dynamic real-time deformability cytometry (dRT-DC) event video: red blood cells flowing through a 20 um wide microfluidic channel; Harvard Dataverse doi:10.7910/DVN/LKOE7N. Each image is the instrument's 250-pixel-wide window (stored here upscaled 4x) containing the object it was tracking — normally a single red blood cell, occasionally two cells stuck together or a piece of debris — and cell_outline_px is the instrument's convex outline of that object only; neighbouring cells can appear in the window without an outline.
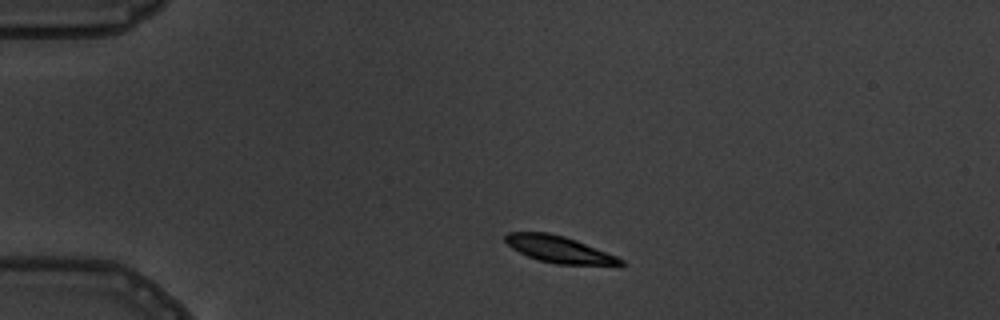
{"species": "common noctule bat (a hibernating species)", "species_latin": "Nyctalus noctula", "temperature_condition": "warm", "stored_images_in_passage": 3, "camera_frame_rate_fps": 3000, "um_per_image_px": 0.085, "animal": {"sex": "male", "body_mass_g": 19.5, "forearm_length_mm": 54.6}, "frame": {"image": 1, "passage_image": 1, "time_ms": 0.0, "image_size_px": [1000, 320], "cell_outline_px": [[624, 264], [620, 268], [556, 264], [540, 260], [528, 256], [512, 248], [504, 240], [504, 236], [508, 232], [548, 232], [564, 236], [576, 240], [616, 256], [624, 260]], "centroid_in_image_um": [47.65, 21.25], "position_along_channel_um": 37.4, "area_um2": 18.5}}
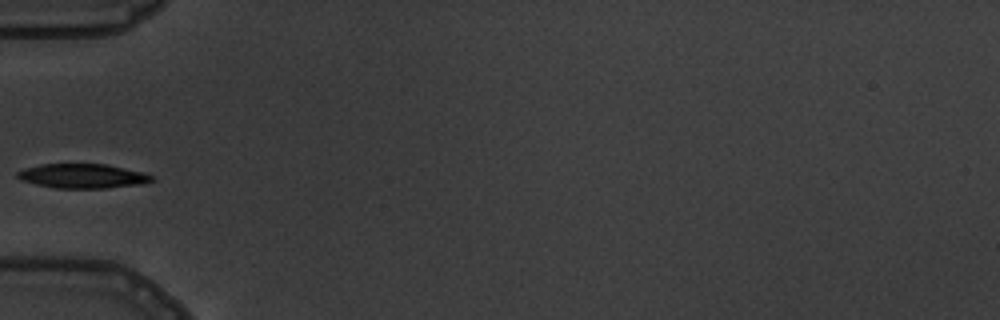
{"frame": {"image": 2, "passage_image": 3, "time_ms": 2.333, "image_size_px": [1000, 320], "cell_outline_px": [[156, 180], [144, 184], [104, 188], [56, 188], [36, 184], [20, 180], [16, 176], [16, 172], [24, 168], [40, 164], [104, 164], [140, 172], [156, 176]], "centroid_in_image_um": [7.02, 14.97], "position_along_channel_um": 78.0, "area_um2": 19.13}}